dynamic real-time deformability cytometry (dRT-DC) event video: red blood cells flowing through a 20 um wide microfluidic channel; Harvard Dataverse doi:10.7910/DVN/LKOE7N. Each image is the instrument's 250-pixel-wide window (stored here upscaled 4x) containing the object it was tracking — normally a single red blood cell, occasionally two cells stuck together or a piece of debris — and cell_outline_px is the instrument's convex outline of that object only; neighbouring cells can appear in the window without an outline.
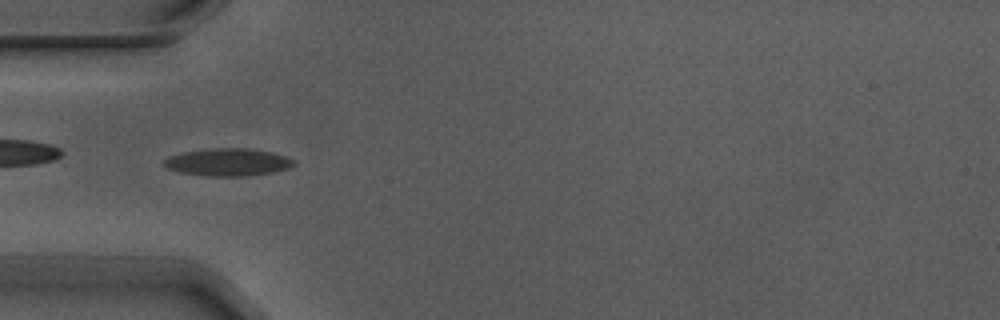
{"species": "Egyptian fruit bat (a non-hibernating species)", "species_latin": "Rousettus aegyptiacus", "temperature_condition": "warm", "stored_images_in_passage": 7, "camera_frame_rate_fps": 3000, "um_per_image_px": 0.085, "animal": {"sex": "male"}, "frame": {"image": 1, "passage_image": 3, "time_ms": 0.667, "image_size_px": [1000, 320], "cell_outline_px": [[296, 164], [288, 168], [272, 172], [248, 176], [208, 176], [180, 172], [168, 168], [164, 164], [164, 160], [168, 156], [184, 152], [212, 148], [248, 148], [272, 152], [284, 156], [292, 160]], "centroid_in_image_um": [19.37, 13.78], "position_along_channel_um": 65.6, "area_um2": 20.63}}
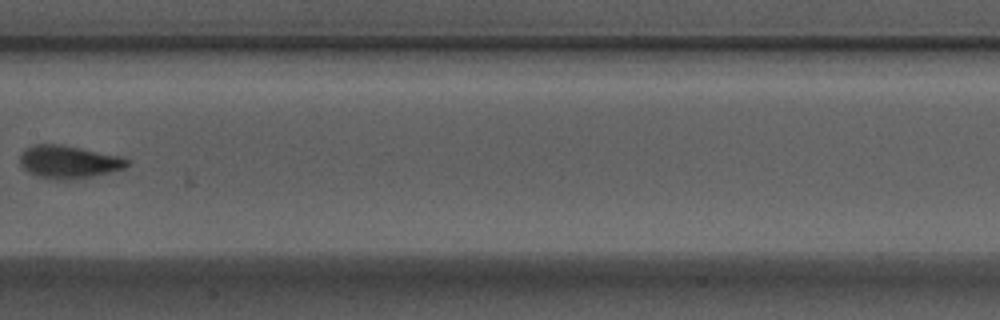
{"frame": {"image": 2, "passage_image": 6, "time_ms": 1.667, "image_size_px": [1000, 320], "cell_outline_px": [[132, 164], [124, 168], [92, 176], [64, 180], [60, 180], [40, 176], [28, 172], [20, 164], [20, 156], [24, 148], [36, 144], [56, 144], [80, 148], [120, 156], [128, 160]], "centroid_in_image_um": [5.83, 13.75], "position_along_channel_um": 201.6, "area_um2": 20.17}}
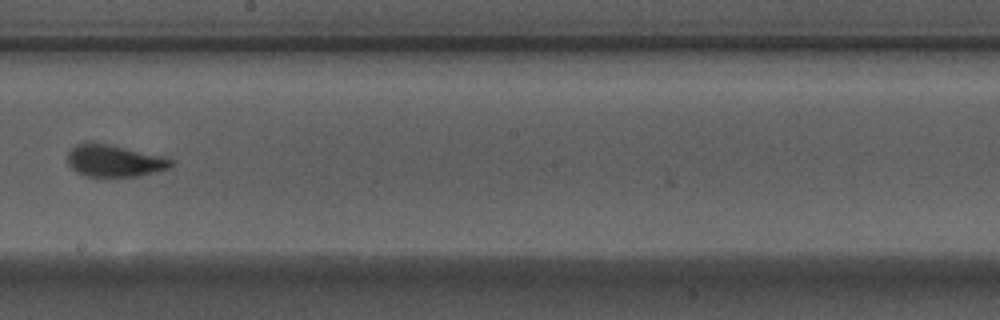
{"frame": {"image": 3, "passage_image": 7, "time_ms": 2.0, "image_size_px": [1000, 320], "cell_outline_px": [[176, 160], [168, 168], [140, 176], [84, 176], [76, 172], [68, 164], [68, 152], [76, 144], [84, 140], [108, 144], [164, 156]], "centroid_in_image_um": [9.69, 13.65], "position_along_channel_um": 238.5, "area_um2": 19.48}}